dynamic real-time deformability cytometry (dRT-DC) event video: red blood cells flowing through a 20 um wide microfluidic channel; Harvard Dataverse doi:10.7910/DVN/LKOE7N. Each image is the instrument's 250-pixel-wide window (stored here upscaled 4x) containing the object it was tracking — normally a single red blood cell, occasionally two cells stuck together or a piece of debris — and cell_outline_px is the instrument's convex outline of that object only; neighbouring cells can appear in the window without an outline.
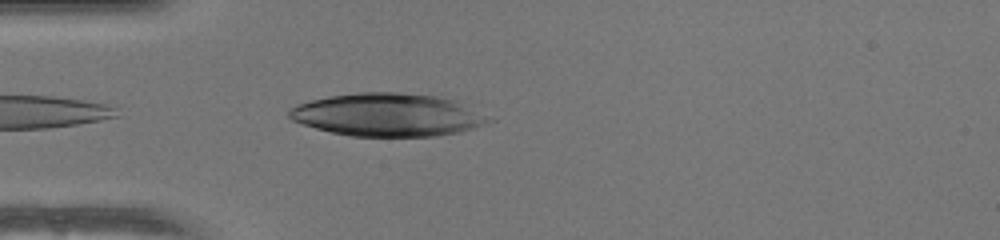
{"species": "human", "species_latin": "Homo sapiens", "temperature_condition": "warm", "stored_images_in_passage": 37, "camera_frame_rate_fps": 3000, "um_per_image_px": 0.085, "donor": {"sex": "female"}, "frame": {"image": 1, "passage_image": 1, "time_ms": 0.0, "image_size_px": [1000, 240], "cell_outline_px": [[496, 120], [460, 132], [436, 136], [352, 136], [332, 132], [316, 128], [292, 120], [288, 116], [288, 108], [296, 104], [328, 96], [360, 92], [440, 92]], "centroid_in_image_um": [33.02, 9.72], "position_along_channel_um": 52.0, "area_um2": 50.81}}
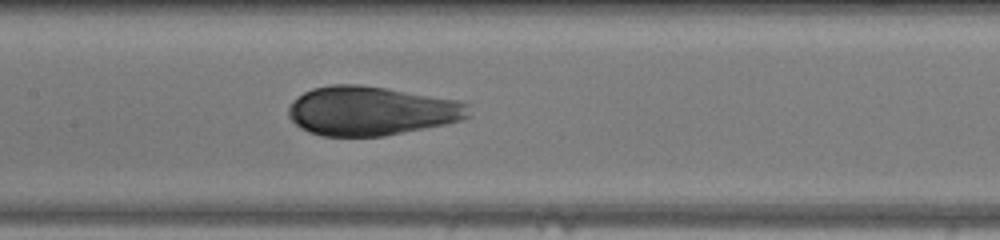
{"frame": {"image": 2, "passage_image": 11, "time_ms": 3.333, "image_size_px": [1000, 240], "cell_outline_px": [[468, 116], [460, 120], [444, 124], [384, 136], [324, 136], [308, 132], [300, 128], [288, 116], [288, 108], [292, 100], [296, 96], [312, 88], [332, 84], [360, 84], [388, 88], [460, 100], [468, 104]], "centroid_in_image_um": [31.5, 9.41], "position_along_channel_um": 175.9, "area_um2": 51.73}}
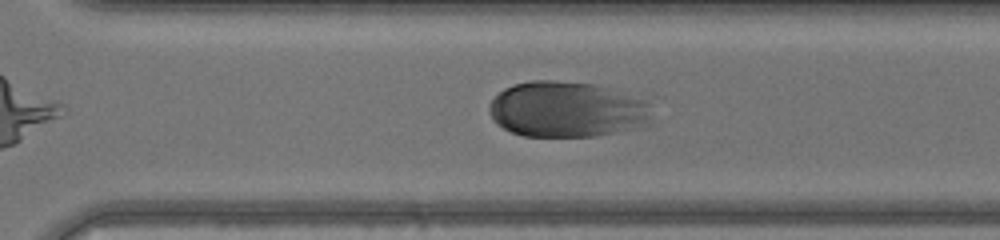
{"frame": {"image": 3, "passage_image": 22, "time_ms": 7.0, "image_size_px": [1000, 240], "cell_outline_px": [[652, 124], [636, 128], [596, 136], [524, 136], [512, 132], [496, 124], [492, 120], [488, 112], [488, 104], [504, 88], [512, 84], [532, 80], [556, 80], [596, 84], [608, 88], [640, 100], [648, 104]], "centroid_in_image_um": [48.13, 9.31], "position_along_channel_um": 322.5, "area_um2": 52.89}}